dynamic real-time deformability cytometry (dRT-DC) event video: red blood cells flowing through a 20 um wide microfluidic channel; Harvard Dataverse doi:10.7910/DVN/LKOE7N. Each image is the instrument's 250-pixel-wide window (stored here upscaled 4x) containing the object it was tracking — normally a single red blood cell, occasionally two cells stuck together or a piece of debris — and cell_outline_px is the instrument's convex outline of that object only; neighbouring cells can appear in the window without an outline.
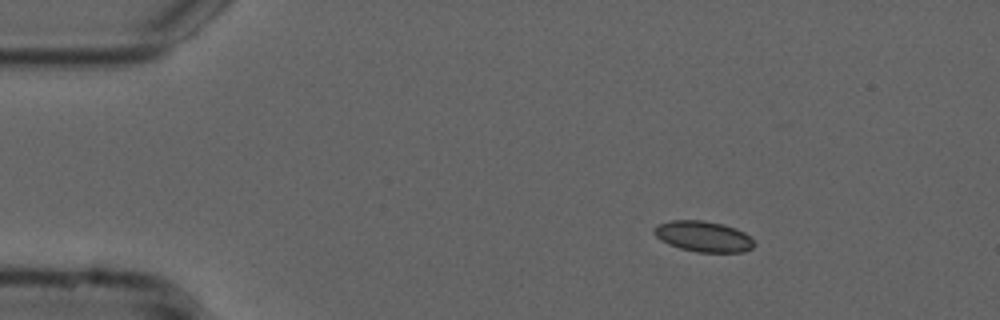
{"species": "common noctule bat (a hibernating species)", "species_latin": "Nyctalus noctula", "temperature_condition": "cold", "stored_images_in_passage": 14, "camera_frame_rate_fps": 3000, "um_per_image_px": 0.085, "animal": {"sex": "male", "forearm_length_mm": 52.5}, "frame": {"image": 1, "passage_image": 1, "time_ms": 0.0, "image_size_px": [1000, 320], "cell_outline_px": [[756, 244], [752, 248], [744, 252], [696, 252], [680, 248], [668, 244], [660, 240], [652, 232], [652, 228], [656, 224], [672, 220], [704, 220], [724, 224], [736, 228], [744, 232]], "centroid_in_image_um": [59.75, 20.09], "position_along_channel_um": 25.2, "area_um2": 18.15}}
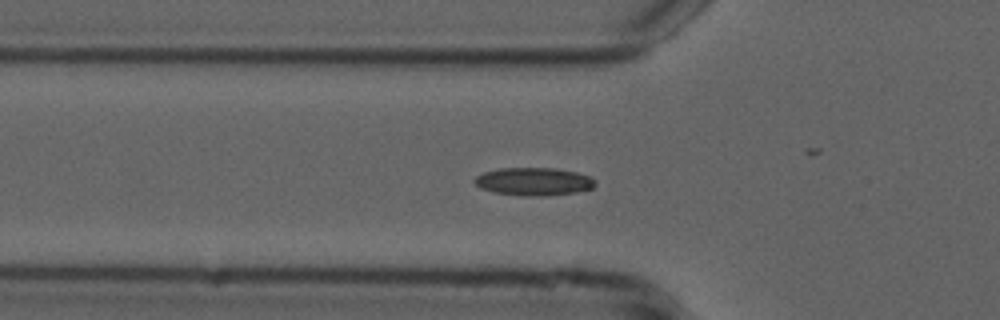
{"frame": {"image": 2, "passage_image": 11, "time_ms": 3.333, "image_size_px": [1000, 320], "cell_outline_px": [[596, 184], [592, 188], [576, 192], [540, 196], [528, 196], [496, 192], [480, 188], [472, 180], [476, 176], [484, 172], [500, 168], [556, 168], [576, 172], [592, 176], [596, 180]], "centroid_in_image_um": [45.39, 15.42], "position_along_channel_um": 80.4, "area_um2": 19.59}}